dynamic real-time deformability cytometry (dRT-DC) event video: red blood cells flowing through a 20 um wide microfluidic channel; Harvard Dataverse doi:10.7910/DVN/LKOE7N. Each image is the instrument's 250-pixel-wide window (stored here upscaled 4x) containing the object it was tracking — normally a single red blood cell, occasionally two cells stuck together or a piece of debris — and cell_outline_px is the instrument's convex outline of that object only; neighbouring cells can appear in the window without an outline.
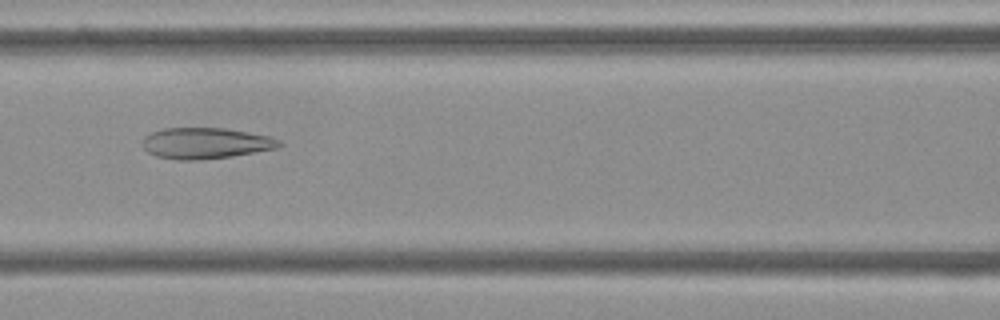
{"species": "Egyptian fruit bat (a non-hibernating species)", "species_latin": "Rousettus aegyptiacus", "temperature_condition": "cold", "stored_images_in_passage": 35, "camera_frame_rate_fps": 3000, "um_per_image_px": 0.085, "frame": {"image": 1, "passage_image": 14, "time_ms": 4.333, "image_size_px": [1000, 320], "cell_outline_px": [[284, 144], [276, 148], [232, 156], [196, 160], [176, 160], [156, 156], [148, 152], [140, 144], [140, 140], [144, 136], [152, 132], [164, 128], [224, 128], [268, 136], [280, 140]], "centroid_in_image_um": [17.42, 12.17], "position_along_channel_um": 149.2, "area_um2": 24.74}}
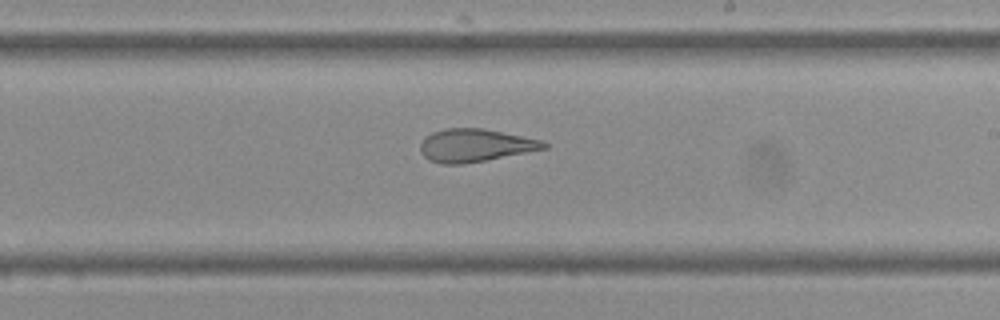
{"frame": {"image": 2, "passage_image": 22, "time_ms": 7.0, "image_size_px": [1000, 320], "cell_outline_px": [[548, 148], [464, 164], [444, 164], [428, 160], [420, 152], [420, 144], [432, 132], [444, 128], [484, 128], [540, 140], [548, 144]], "centroid_in_image_um": [40.36, 12.36], "position_along_channel_um": 248.6, "area_um2": 23.47}}
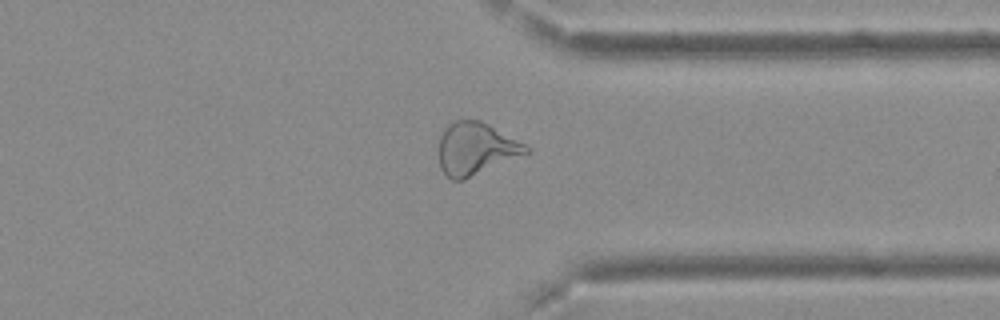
{"frame": {"image": 3, "passage_image": 32, "time_ms": 10.333, "image_size_px": [1000, 320], "cell_outline_px": [[532, 152], [464, 180], [452, 180], [440, 168], [440, 136], [444, 128], [448, 124], [456, 120], [480, 120], [488, 124], [532, 148]], "centroid_in_image_um": [40.47, 12.65], "position_along_channel_um": 370.9, "area_um2": 26.65}, "authors_computed_cell_mechanics": {"area_um2": 25.2586, "velocity_mm_per_s": 3.7365, "shape_relaxation_time_tau1_ms": null, "shape_relaxation_time_tau2_ms": 1.9551, "deformation_change_tau1": null, "deformation_change_tau2": 0.1127}}